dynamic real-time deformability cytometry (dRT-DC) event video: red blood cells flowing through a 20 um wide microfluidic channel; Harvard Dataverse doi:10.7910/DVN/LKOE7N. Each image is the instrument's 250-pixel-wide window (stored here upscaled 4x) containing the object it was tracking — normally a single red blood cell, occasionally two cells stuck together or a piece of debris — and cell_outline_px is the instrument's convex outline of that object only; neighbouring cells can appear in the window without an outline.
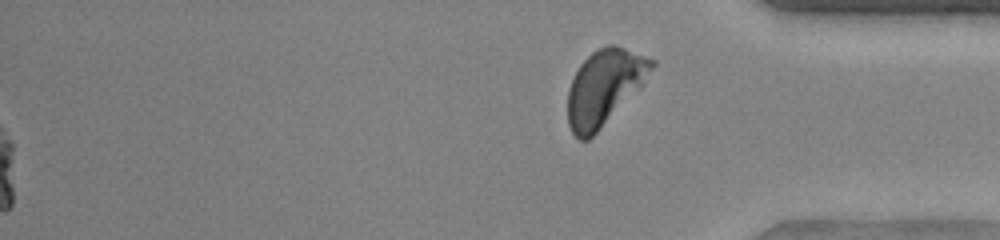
{"species": "human", "species_latin": "Homo sapiens", "temperature_condition": "warm", "stored_images_in_passage": 49, "segment_of_instrument_passage": [2, 2], "camera_frame_rate_fps": 3000, "um_per_image_px": 0.085, "donor": {"sex": "female"}, "frame": {"image": 1, "passage_image": 49, "time_ms": 16.0, "image_size_px": [1000, 240], "cell_outline_px": [[656, 64], [640, 88], [588, 140], [580, 140], [572, 132], [568, 124], [568, 88], [580, 64], [596, 48], [608, 44], [616, 44], [656, 60]], "centroid_in_image_um": [51.38, 7.38], "position_along_channel_um": 383.8, "area_um2": 36.65}}